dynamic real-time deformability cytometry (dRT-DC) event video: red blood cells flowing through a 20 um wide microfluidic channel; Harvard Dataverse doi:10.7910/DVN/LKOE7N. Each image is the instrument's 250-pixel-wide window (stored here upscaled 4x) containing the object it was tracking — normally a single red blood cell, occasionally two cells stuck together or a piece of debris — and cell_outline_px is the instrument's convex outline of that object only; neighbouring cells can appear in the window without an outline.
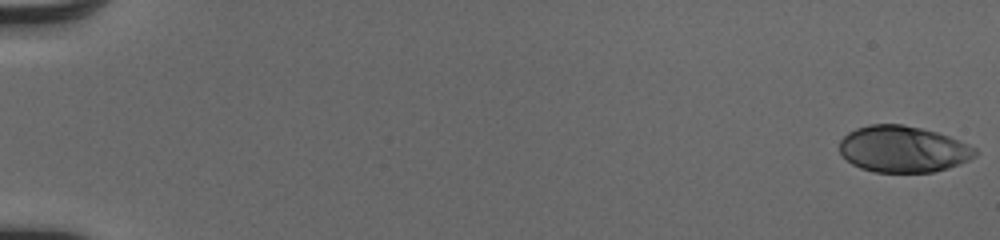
{"species": "human", "species_latin": "Homo sapiens", "temperature_condition": "cold", "stored_images_in_passage": 52, "camera_frame_rate_fps": 3000, "um_per_image_px": 0.085, "donor": {"sex": "male"}, "frame": {"image": 1, "passage_image": 1, "time_ms": 0.0, "image_size_px": [1000, 240], "cell_outline_px": [[980, 152], [976, 156], [968, 160], [948, 168], [932, 172], [876, 172], [860, 168], [852, 164], [840, 152], [840, 140], [848, 132], [856, 128], [868, 124], [904, 124], [936, 132], [948, 136], [968, 144], [976, 148]], "centroid_in_image_um": [76.76, 12.67], "position_along_channel_um": 8.2, "area_um2": 36.7}}
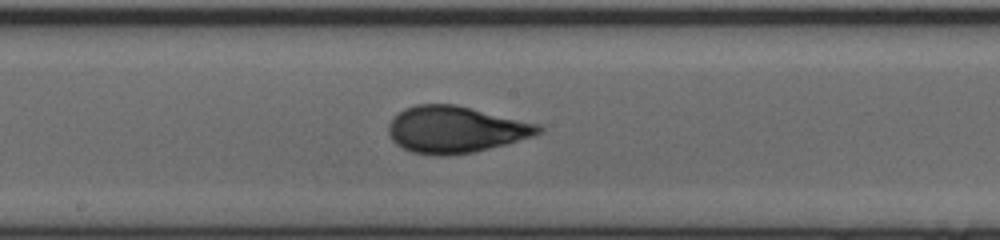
{"frame": {"image": 2, "passage_image": 30, "time_ms": 9.667, "image_size_px": [1000, 240], "cell_outline_px": [[544, 132], [532, 136], [476, 152], [448, 156], [440, 156], [412, 152], [396, 144], [388, 136], [388, 124], [404, 108], [416, 104], [456, 104], [540, 124], [544, 128]], "centroid_in_image_um": [38.73, 11.01], "position_along_channel_um": 209.5, "area_um2": 40.92}}
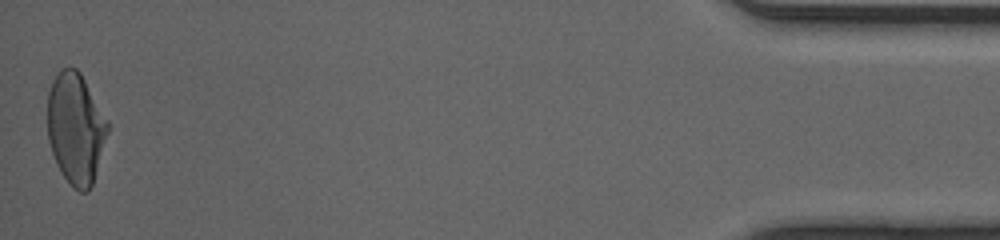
{"frame": {"image": 3, "passage_image": 52, "time_ms": 17.0, "image_size_px": [1000, 240], "cell_outline_px": [[108, 132], [92, 184], [88, 192], [80, 192], [72, 188], [64, 176], [52, 152], [48, 140], [48, 92], [52, 80], [60, 68], [76, 68], [80, 72], [108, 120]], "centroid_in_image_um": [6.43, 10.89], "position_along_channel_um": 428.8, "area_um2": 38.67}, "authors_computed_cell_mechanics": {"area_um2": 38.9283, "velocity_mm_per_s": 4.1036, "shape_relaxation_time_tau1_ms": 3.3673, "shape_relaxation_time_tau2_ms": 0.6908, "deformation_change_tau1": 0.1769, "deformation_change_tau2": 0.0543}}